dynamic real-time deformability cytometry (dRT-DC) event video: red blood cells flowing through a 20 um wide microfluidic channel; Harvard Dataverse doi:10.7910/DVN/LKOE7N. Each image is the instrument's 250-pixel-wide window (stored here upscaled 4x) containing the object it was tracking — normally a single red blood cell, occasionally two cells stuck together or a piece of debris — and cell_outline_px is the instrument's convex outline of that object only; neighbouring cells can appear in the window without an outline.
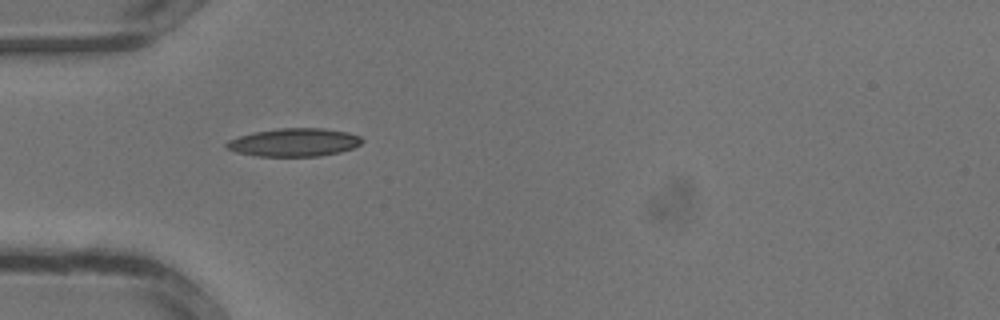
{"species": "common noctule bat (a hibernating species)", "species_latin": "Nyctalus noctula", "temperature_condition": "warm", "stored_images_in_passage": 5, "camera_frame_rate_fps": 3000, "um_per_image_px": 0.085, "animal": {"sex": "male", "body_mass_g": 13.3}, "frame": {"image": 1, "passage_image": 1, "time_ms": 0.0, "image_size_px": [1000, 320], "cell_outline_px": [[364, 140], [360, 144], [352, 148], [340, 152], [320, 156], [256, 156], [236, 152], [224, 148], [224, 144], [228, 140], [252, 132], [280, 128], [324, 128], [348, 132], [360, 136]], "centroid_in_image_um": [24.98, 12.1], "position_along_channel_um": 60.0, "area_um2": 22.37}}
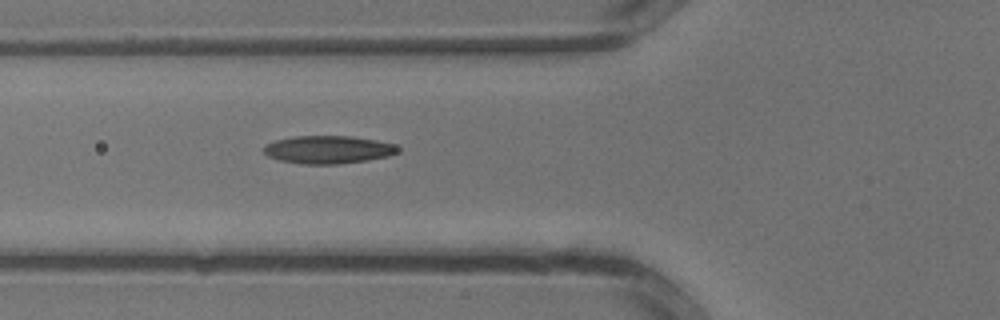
{"frame": {"image": 2, "passage_image": 3, "time_ms": 0.667, "image_size_px": [1000, 320], "cell_outline_px": [[400, 152], [388, 156], [368, 160], [340, 164], [300, 164], [280, 160], [268, 156], [264, 152], [264, 144], [276, 140], [296, 136], [348, 136], [376, 140], [396, 144], [400, 148]], "centroid_in_image_um": [27.92, 12.72], "position_along_channel_um": 97.9, "area_um2": 21.91}}
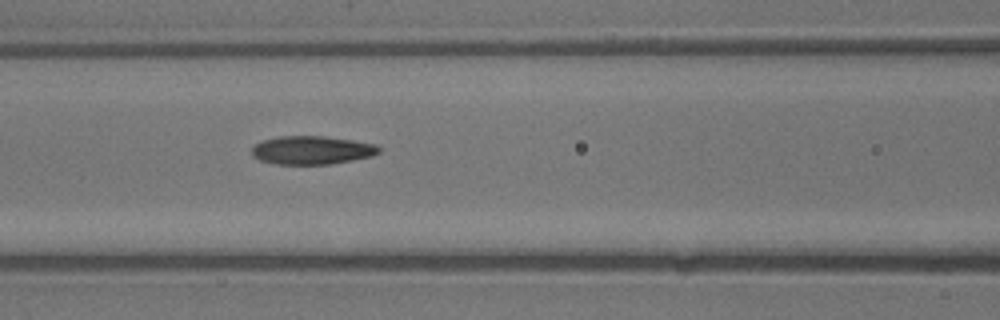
{"frame": {"image": 3, "passage_image": 5, "time_ms": 1.333, "image_size_px": [1000, 320], "cell_outline_px": [[380, 152], [372, 156], [332, 164], [276, 164], [260, 160], [252, 156], [252, 148], [260, 140], [280, 136], [324, 136], [352, 140], [376, 144], [380, 148]], "centroid_in_image_um": [26.5, 12.76], "position_along_channel_um": 140.1, "area_um2": 21.1}}